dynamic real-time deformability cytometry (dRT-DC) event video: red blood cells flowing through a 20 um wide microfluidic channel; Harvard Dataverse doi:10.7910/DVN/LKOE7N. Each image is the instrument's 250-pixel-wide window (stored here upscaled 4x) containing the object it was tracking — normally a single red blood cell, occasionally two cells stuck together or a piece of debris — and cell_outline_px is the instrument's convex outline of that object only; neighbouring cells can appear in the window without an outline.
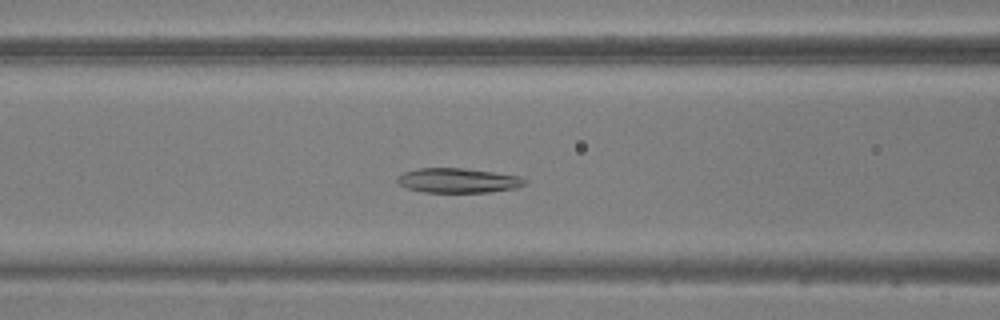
{"species": "common noctule bat (a hibernating species)", "species_latin": "Nyctalus noctula", "temperature_condition": "warm", "stored_images_in_passage": 45, "camera_frame_rate_fps": 3000, "um_per_image_px": 0.085, "animal": {"sex": "male", "body_mass_g": 20.5, "forearm_length_mm": 52.5}, "frame": {"image": 1, "passage_image": 16, "time_ms": 5.0, "image_size_px": [1000, 320], "cell_outline_px": [[528, 184], [516, 188], [488, 192], [424, 192], [408, 188], [400, 184], [396, 180], [404, 172], [416, 168], [464, 168], [520, 176], [528, 180]], "centroid_in_image_um": [38.99, 15.34], "position_along_channel_um": 127.6, "area_um2": 18.26}}
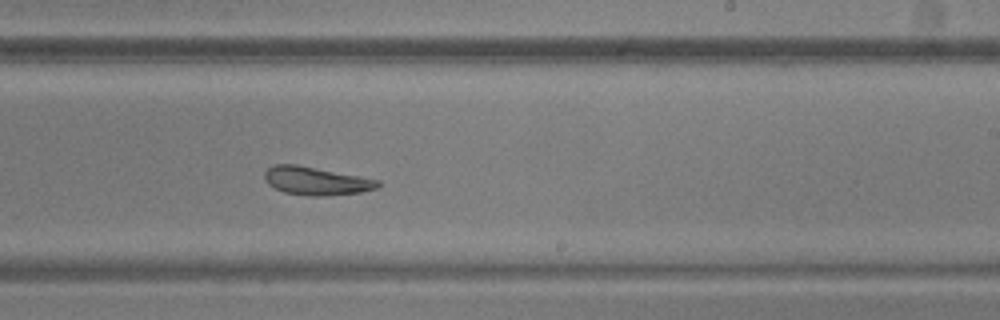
{"frame": {"image": 2, "passage_image": 26, "time_ms": 8.333, "image_size_px": [1000, 320], "cell_outline_px": [[380, 184], [376, 188], [360, 192], [324, 196], [308, 196], [284, 192], [268, 184], [264, 180], [264, 172], [272, 164], [296, 164], [360, 176], [380, 180]], "centroid_in_image_um": [26.84, 15.37], "position_along_channel_um": 262.2, "area_um2": 18.61}}
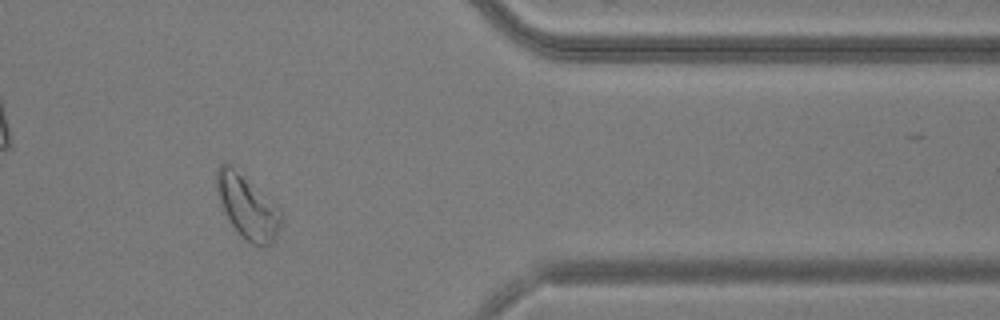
{"frame": {"image": 3, "passage_image": 37, "time_ms": 12.0, "image_size_px": [1000, 320], "cell_outline_px": [[280, 224], [276, 236], [272, 244], [264, 248], [252, 244], [228, 220], [224, 212], [216, 188], [216, 172], [220, 164], [232, 164], [280, 212]], "centroid_in_image_um": [20.98, 17.59], "position_along_channel_um": 390.4, "area_um2": 22.89}}